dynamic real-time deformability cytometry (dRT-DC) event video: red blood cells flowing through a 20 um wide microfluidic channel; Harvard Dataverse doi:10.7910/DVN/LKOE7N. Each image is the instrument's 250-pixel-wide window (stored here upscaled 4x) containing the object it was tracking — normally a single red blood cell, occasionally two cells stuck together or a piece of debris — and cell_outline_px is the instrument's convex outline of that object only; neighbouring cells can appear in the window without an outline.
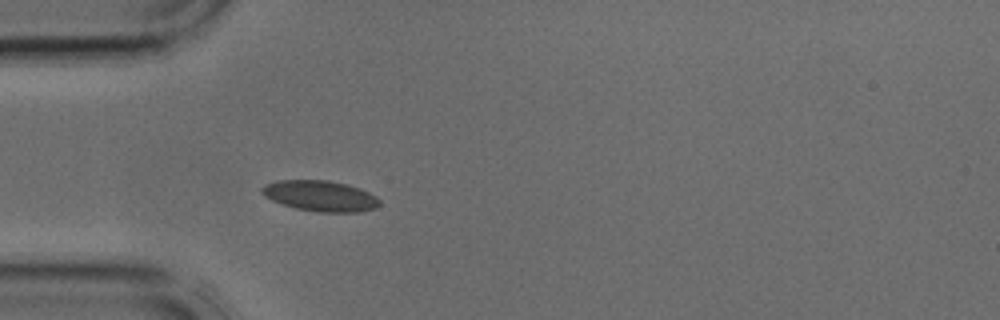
{"species": "common noctule bat (a hibernating species)", "species_latin": "Nyctalus noctula", "temperature_condition": "cold", "stored_images_in_passage": 3, "camera_frame_rate_fps": 3000, "um_per_image_px": 0.085, "animal": {"sex": "male", "body_mass_g": 17.9, "forearm_length_mm": 54.2}, "frame": {"image": 1, "passage_image": 3, "time_ms": 0.667, "image_size_px": [1000, 320], "cell_outline_px": [[380, 204], [376, 208], [360, 212], [320, 212], [296, 208], [272, 200], [264, 196], [260, 192], [260, 188], [264, 184], [276, 180], [328, 180], [348, 184], [360, 188], [376, 196], [380, 200]], "centroid_in_image_um": [27.22, 16.64], "position_along_channel_um": 57.8, "area_um2": 21.21}}